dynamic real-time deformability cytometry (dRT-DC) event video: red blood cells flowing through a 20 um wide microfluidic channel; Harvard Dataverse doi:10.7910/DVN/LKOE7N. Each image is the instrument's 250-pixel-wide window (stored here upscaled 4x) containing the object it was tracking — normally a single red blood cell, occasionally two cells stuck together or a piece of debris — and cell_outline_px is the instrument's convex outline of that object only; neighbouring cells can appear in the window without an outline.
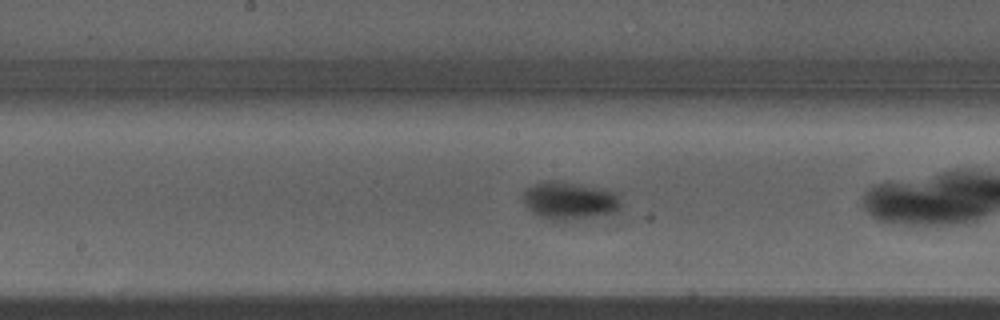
{"species": "Egyptian fruit bat (a non-hibernating species)", "species_latin": "Rousettus aegyptiacus", "temperature_condition": "warm", "stored_images_in_passage": 37, "camera_frame_rate_fps": 3000, "um_per_image_px": 0.085, "animal": {"sex": "male"}, "frame": {"image": 1, "passage_image": 11, "time_ms": 3.333, "image_size_px": [1000, 320], "cell_outline_px": [[620, 208], [616, 212], [592, 216], [564, 220], [552, 220], [540, 216], [528, 204], [524, 196], [524, 192], [528, 188], [536, 184], [548, 180], [552, 180], [616, 192], [620, 200]], "centroid_in_image_um": [48.46, 17.05], "position_along_channel_um": 199.7, "area_um2": 20.35}, "authors_computed_cell_mechanics": {"area_um2": 20.0566, "velocity_mm_per_s": 4.0047, "shape_relaxation_time_tau1_ms": 2.2084, "shape_relaxation_time_tau2_ms": null, "deformation_change_tau1": 0.1125, "deformation_change_tau2": null}}